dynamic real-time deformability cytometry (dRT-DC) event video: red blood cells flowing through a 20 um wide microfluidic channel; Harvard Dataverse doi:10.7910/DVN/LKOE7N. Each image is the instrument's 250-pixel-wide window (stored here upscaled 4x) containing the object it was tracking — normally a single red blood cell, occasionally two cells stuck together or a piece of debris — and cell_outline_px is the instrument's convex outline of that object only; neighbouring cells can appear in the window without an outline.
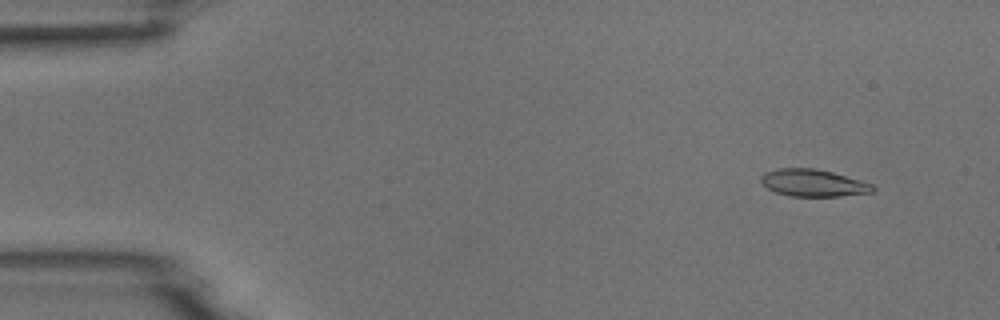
{"species": "common noctule bat (a hibernating species)", "species_latin": "Nyctalus noctula", "temperature_condition": "room temperature", "stored_images_in_passage": 5, "camera_frame_rate_fps": 3000, "um_per_image_px": 0.085, "animal": {"sex": "male", "body_mass_g": 18.8}, "frame": {"image": 1, "passage_image": 2, "time_ms": 0.333, "image_size_px": [1000, 320], "cell_outline_px": [[876, 188], [872, 192], [840, 196], [788, 196], [776, 192], [768, 188], [760, 180], [760, 176], [764, 172], [780, 168], [816, 168], [832, 172], [860, 180], [872, 184]], "centroid_in_image_um": [69.11, 15.54], "position_along_channel_um": 15.9, "area_um2": 17.63}}
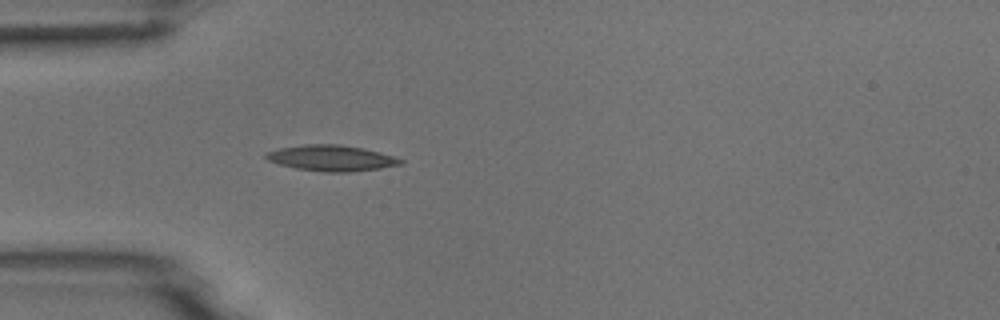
{"frame": {"image": 2, "passage_image": 5, "time_ms": 1.333, "image_size_px": [1000, 320], "cell_outline_px": [[404, 164], [380, 168], [348, 172], [324, 172], [296, 168], [280, 164], [268, 160], [264, 156], [264, 152], [280, 148], [304, 144], [340, 144], [364, 148], [380, 152], [404, 160]], "centroid_in_image_um": [28.17, 13.43], "position_along_channel_um": 56.8, "area_um2": 20.29}}